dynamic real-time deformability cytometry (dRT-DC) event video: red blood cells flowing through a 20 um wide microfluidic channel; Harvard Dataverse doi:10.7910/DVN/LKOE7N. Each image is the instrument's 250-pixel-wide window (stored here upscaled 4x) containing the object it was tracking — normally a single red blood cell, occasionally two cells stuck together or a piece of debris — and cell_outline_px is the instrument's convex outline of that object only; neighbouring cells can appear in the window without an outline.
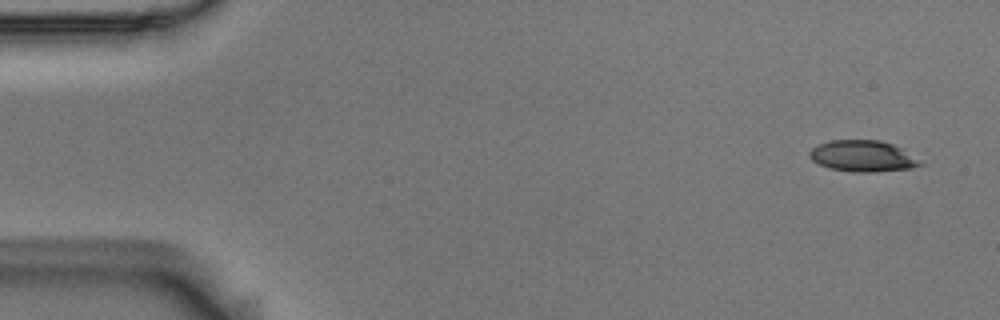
{"species": "Egyptian fruit bat (a non-hibernating species)", "species_latin": "Rousettus aegyptiacus", "temperature_condition": "room temperature", "stored_images_in_passage": 5, "camera_frame_rate_fps": 3000, "um_per_image_px": 0.085, "animal": {"sex": "male"}, "frame": {"image": 1, "passage_image": 1, "time_ms": 0.0, "image_size_px": [1000, 320], "cell_outline_px": [[924, 164], [912, 168], [876, 172], [852, 172], [832, 168], [820, 164], [812, 160], [808, 156], [808, 152], [812, 148], [820, 144], [832, 140], [880, 140], [892, 144], [900, 148]], "centroid_in_image_um": [73.31, 13.27], "position_along_channel_um": 11.7, "area_um2": 19.88}}
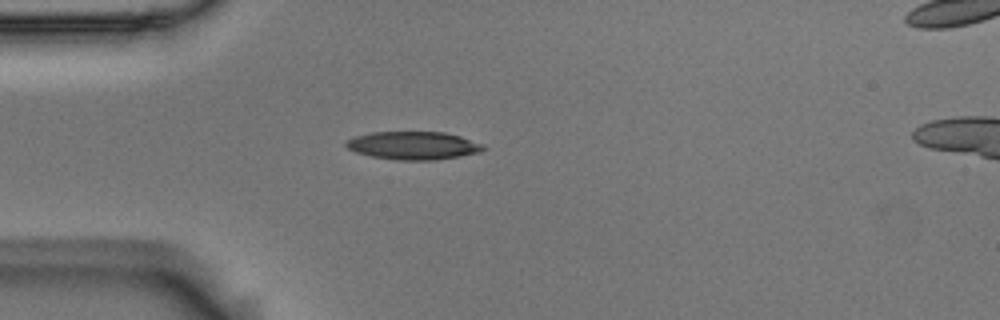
{"frame": {"image": 2, "passage_image": 4, "time_ms": 1.0, "image_size_px": [1000, 320], "cell_outline_px": [[488, 148], [480, 152], [460, 156], [432, 160], [396, 160], [372, 156], [356, 152], [348, 148], [344, 144], [348, 140], [356, 136], [372, 132], [444, 132], [460, 136], [484, 144]], "centroid_in_image_um": [35.17, 12.37], "position_along_channel_um": 49.8, "area_um2": 22.37}}